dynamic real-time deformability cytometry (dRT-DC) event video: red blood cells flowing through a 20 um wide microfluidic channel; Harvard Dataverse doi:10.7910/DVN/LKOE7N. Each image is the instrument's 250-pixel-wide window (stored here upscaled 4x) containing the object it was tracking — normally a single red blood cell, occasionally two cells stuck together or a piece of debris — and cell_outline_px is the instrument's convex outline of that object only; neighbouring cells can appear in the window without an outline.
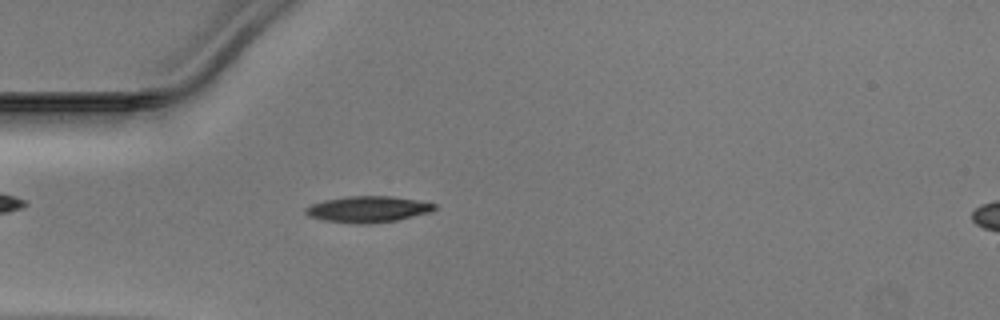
{"species": "Egyptian fruit bat (a non-hibernating species)", "species_latin": "Rousettus aegyptiacus", "temperature_condition": "warm", "stored_images_in_passage": 43, "camera_frame_rate_fps": 3000, "um_per_image_px": 0.085, "animal": {"sex": "male"}, "frame": {"image": 1, "passage_image": 8, "time_ms": 2.333, "image_size_px": [1000, 320], "cell_outline_px": [[436, 208], [432, 212], [396, 220], [368, 224], [356, 224], [324, 220], [308, 216], [304, 212], [304, 208], [312, 204], [324, 200], [344, 196], [392, 196], [416, 200], [436, 204]], "centroid_in_image_um": [31.25, 17.78], "position_along_channel_um": 53.7, "area_um2": 19.77}}
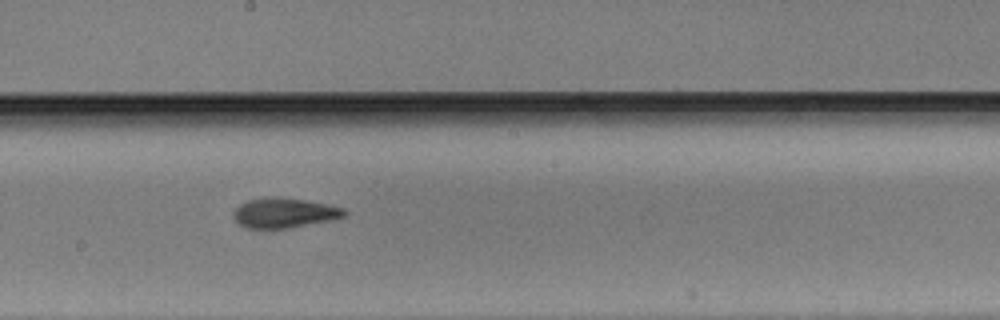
{"frame": {"image": 2, "passage_image": 21, "time_ms": 6.667, "image_size_px": [1000, 320], "cell_outline_px": [[348, 212], [344, 216], [328, 220], [284, 228], [248, 228], [240, 224], [232, 216], [232, 212], [240, 204], [248, 200], [264, 196], [276, 196], [304, 200], [344, 208]], "centroid_in_image_um": [24.1, 18.07], "position_along_channel_um": 224.1, "area_um2": 19.02}}
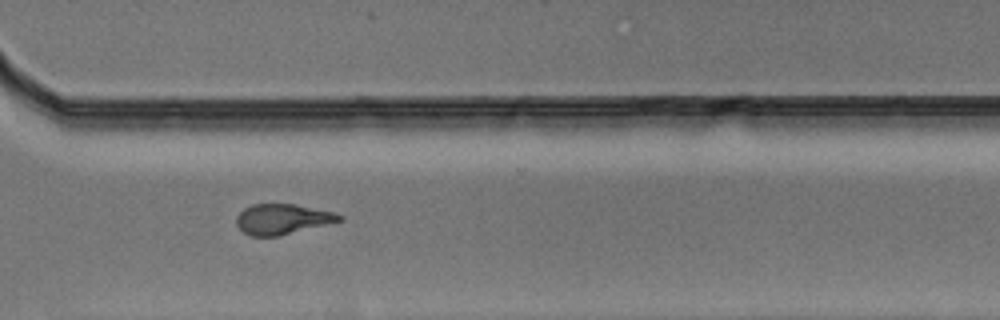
{"frame": {"image": 3, "passage_image": 30, "time_ms": 9.667, "image_size_px": [1000, 320], "cell_outline_px": [[344, 220], [280, 236], [252, 236], [244, 232], [236, 224], [236, 216], [244, 208], [252, 204], [292, 204], [332, 212], [344, 216]], "centroid_in_image_um": [24.0, 18.63], "position_along_channel_um": 346.6, "area_um2": 18.09}}